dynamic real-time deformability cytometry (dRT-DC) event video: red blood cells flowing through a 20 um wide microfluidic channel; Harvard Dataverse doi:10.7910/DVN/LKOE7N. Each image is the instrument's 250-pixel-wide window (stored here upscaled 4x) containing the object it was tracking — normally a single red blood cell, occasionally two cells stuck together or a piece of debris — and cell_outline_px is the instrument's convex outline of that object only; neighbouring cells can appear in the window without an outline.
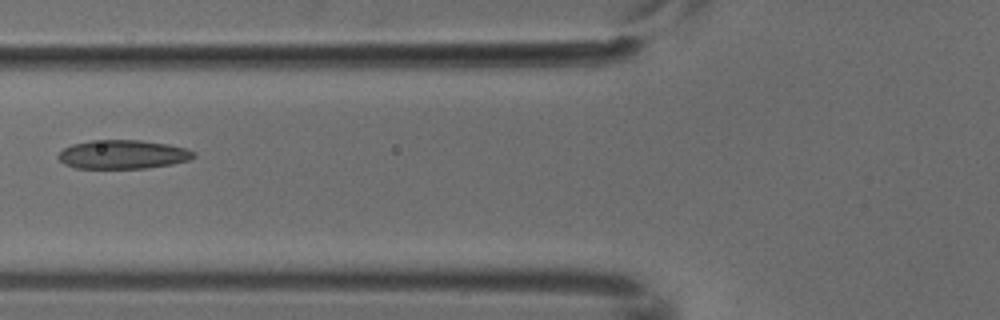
{"species": "common noctule bat (a hibernating species)", "species_latin": "Nyctalus noctula", "temperature_condition": "cold", "stored_images_in_passage": 5, "camera_frame_rate_fps": 3000, "um_per_image_px": 0.085, "animal": {"sex": "male", "body_mass_g": 18.8}, "frame": {"image": 1, "passage_image": 5, "time_ms": 1.333, "image_size_px": [1000, 320], "cell_outline_px": [[196, 156], [188, 160], [172, 164], [144, 168], [76, 168], [64, 164], [56, 156], [64, 148], [72, 144], [92, 140], [140, 140], [168, 144], [184, 148], [196, 152]], "centroid_in_image_um": [10.43, 13.12], "position_along_channel_um": 115.4, "area_um2": 22.72}}